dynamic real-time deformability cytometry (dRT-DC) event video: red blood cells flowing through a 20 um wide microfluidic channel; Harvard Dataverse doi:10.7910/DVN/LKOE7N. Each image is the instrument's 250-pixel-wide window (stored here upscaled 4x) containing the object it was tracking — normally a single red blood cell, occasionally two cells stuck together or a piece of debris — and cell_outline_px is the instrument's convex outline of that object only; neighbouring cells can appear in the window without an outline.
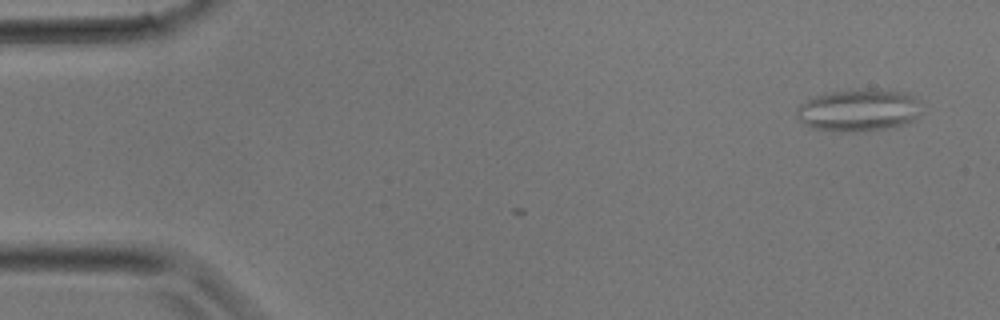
{"species": "common noctule bat (a hibernating species)", "species_latin": "Nyctalus noctula", "temperature_condition": "room temperature", "stored_images_in_passage": 5, "camera_frame_rate_fps": 3000, "um_per_image_px": 0.085, "animal": {"sex": "male", "body_mass_g": 17.9}, "frame": {"image": 1, "passage_image": 2, "time_ms": 0.333, "image_size_px": [1000, 320], "cell_outline_px": [[916, 120], [908, 124], [892, 128], [856, 132], [840, 132], [812, 128], [804, 124], [796, 116], [796, 108], [800, 104], [816, 96], [832, 92], [860, 88], [880, 88], [908, 92], [916, 96]], "centroid_in_image_um": [72.99, 9.37], "position_along_channel_um": 12.0, "area_um2": 31.15}}